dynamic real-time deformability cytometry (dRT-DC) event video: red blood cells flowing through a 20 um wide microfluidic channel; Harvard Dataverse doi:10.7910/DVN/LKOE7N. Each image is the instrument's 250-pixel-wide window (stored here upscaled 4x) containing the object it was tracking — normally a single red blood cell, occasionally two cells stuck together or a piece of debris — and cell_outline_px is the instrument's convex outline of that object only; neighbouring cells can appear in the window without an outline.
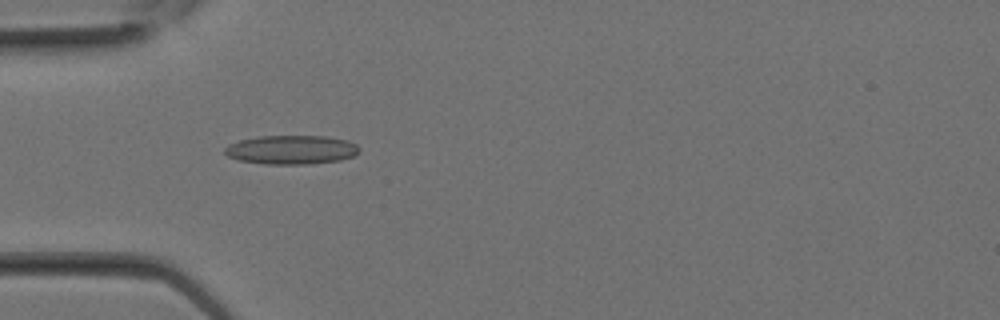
{"species": "Egyptian fruit bat (a non-hibernating species)", "species_latin": "Rousettus aegyptiacus", "temperature_condition": "room temperature", "stored_images_in_passage": 15, "camera_frame_rate_fps": 3000, "um_per_image_px": 0.085, "animal": {"sex": "female"}, "frame": {"image": 1, "passage_image": 8, "time_ms": 2.333, "image_size_px": [1000, 320], "cell_outline_px": [[360, 152], [352, 156], [340, 160], [308, 164], [264, 164], [240, 160], [228, 156], [224, 152], [224, 148], [228, 144], [240, 140], [256, 136], [324, 136], [348, 140], [356, 144], [360, 148]], "centroid_in_image_um": [24.77, 12.72], "position_along_channel_um": 60.2, "area_um2": 22.77}}
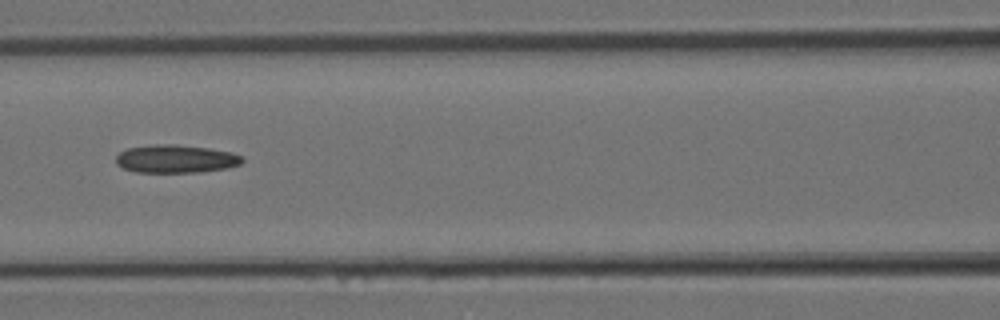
{"frame": {"image": 2, "passage_image": 12, "time_ms": 3.667, "image_size_px": [1000, 320], "cell_outline_px": [[244, 160], [240, 164], [228, 168], [200, 172], [136, 172], [124, 168], [116, 164], [116, 156], [120, 152], [128, 148], [156, 144], [172, 144], [208, 148], [232, 152], [240, 156]], "centroid_in_image_um": [14.94, 13.5], "position_along_channel_um": 151.7, "area_um2": 20.58}}
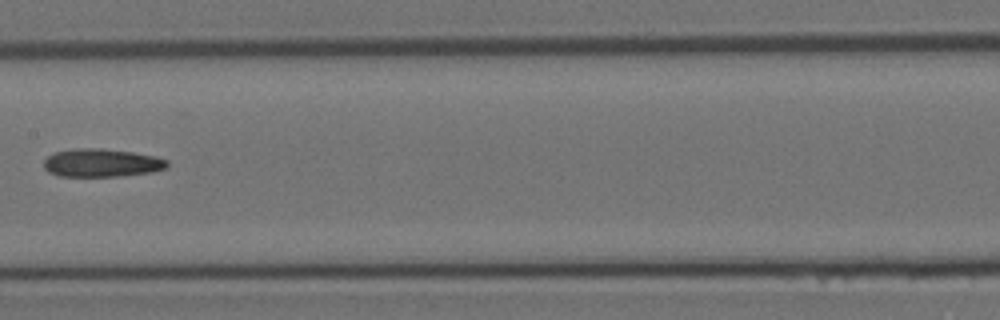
{"frame": {"image": 3, "passage_image": 14, "time_ms": 4.333, "image_size_px": [1000, 320], "cell_outline_px": [[168, 168], [152, 172], [116, 176], [60, 176], [48, 172], [44, 168], [44, 160], [52, 152], [76, 148], [100, 148], [132, 152], [156, 156], [168, 160]], "centroid_in_image_um": [8.63, 13.84], "position_along_channel_um": 198.8, "area_um2": 20.35}}